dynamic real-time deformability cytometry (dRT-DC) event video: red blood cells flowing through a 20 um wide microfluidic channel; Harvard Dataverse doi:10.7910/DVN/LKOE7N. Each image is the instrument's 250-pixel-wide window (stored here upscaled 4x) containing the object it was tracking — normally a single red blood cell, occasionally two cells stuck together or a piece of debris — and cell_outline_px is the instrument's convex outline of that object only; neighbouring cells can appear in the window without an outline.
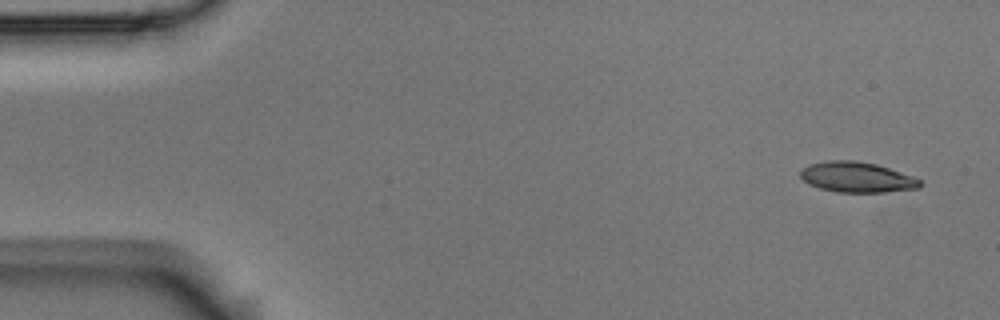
{"species": "Egyptian fruit bat (a non-hibernating species)", "species_latin": "Rousettus aegyptiacus", "temperature_condition": "room temperature", "stored_images_in_passage": 8, "camera_frame_rate_fps": 3000, "um_per_image_px": 0.085, "animal": {"sex": "male"}, "frame": {"image": 1, "passage_image": 1, "time_ms": 0.0, "image_size_px": [1000, 320], "cell_outline_px": [[924, 184], [920, 188], [884, 192], [836, 192], [820, 188], [808, 184], [800, 176], [800, 172], [808, 164], [824, 160], [856, 160], [876, 164], [912, 176], [920, 180]], "centroid_in_image_um": [72.83, 15.05], "position_along_channel_um": 12.2, "area_um2": 21.27}}
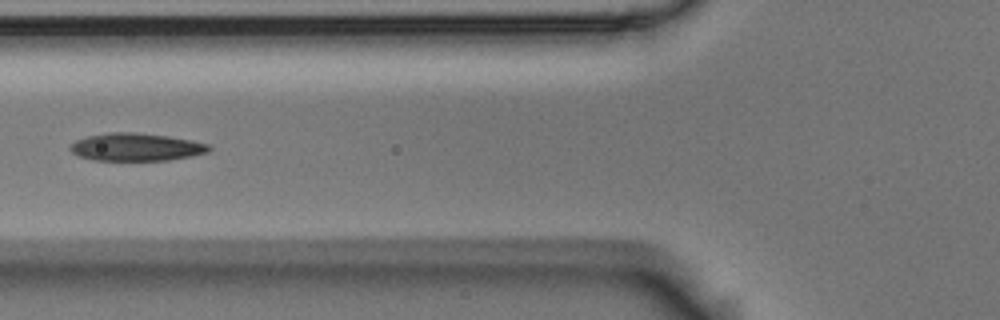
{"frame": {"image": 2, "passage_image": 6, "time_ms": 1.667, "image_size_px": [1000, 320], "cell_outline_px": [[212, 148], [208, 152], [192, 156], [168, 160], [92, 160], [80, 156], [72, 152], [68, 148], [68, 144], [76, 140], [88, 136], [108, 132], [136, 132], [168, 136], [192, 140], [208, 144]], "centroid_in_image_um": [11.55, 12.49], "position_along_channel_um": 114.2, "area_um2": 22.54}}
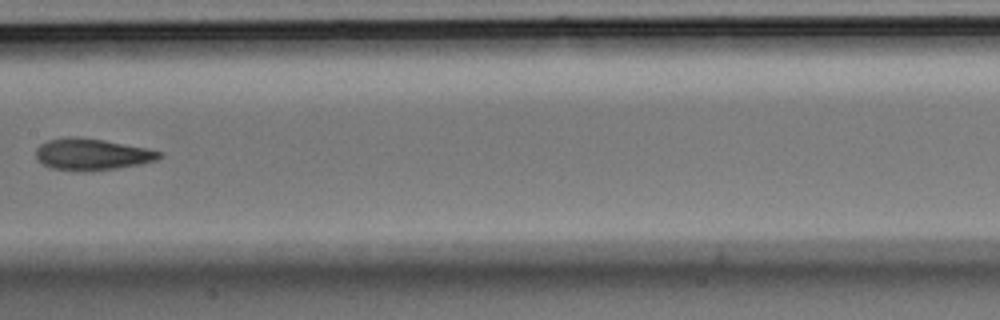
{"frame": {"image": 3, "passage_image": 8, "time_ms": 2.333, "image_size_px": [1000, 320], "cell_outline_px": [[164, 156], [156, 160], [140, 164], [116, 168], [52, 168], [36, 160], [36, 148], [40, 144], [48, 140], [68, 136], [76, 136], [104, 140], [148, 148], [164, 152]], "centroid_in_image_um": [7.86, 13.06], "position_along_channel_um": 199.5, "area_um2": 22.02}}